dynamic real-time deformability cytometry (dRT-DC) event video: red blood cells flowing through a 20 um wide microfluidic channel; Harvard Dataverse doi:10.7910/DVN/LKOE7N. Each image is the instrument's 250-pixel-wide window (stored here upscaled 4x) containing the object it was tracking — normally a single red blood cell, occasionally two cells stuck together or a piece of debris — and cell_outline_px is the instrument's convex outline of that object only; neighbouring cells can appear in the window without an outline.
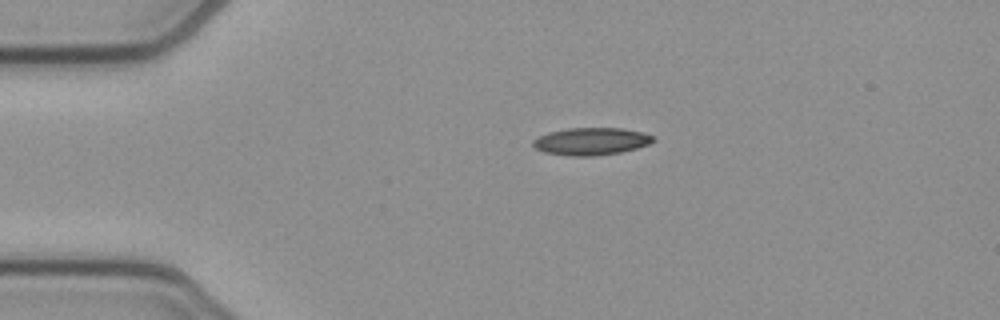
{"species": "common noctule bat (a hibernating species)", "species_latin": "Nyctalus noctula", "temperature_condition": "cold", "stored_images_in_passage": 44, "camera_frame_rate_fps": 3000, "um_per_image_px": 0.085, "animal": {"sex": "female", "body_mass_g": 21.9}, "frame": {"image": 1, "passage_image": 1, "time_ms": 0.0, "image_size_px": [1000, 320], "cell_outline_px": [[656, 140], [648, 144], [636, 148], [620, 152], [596, 156], [568, 156], [544, 152], [536, 148], [532, 144], [532, 140], [548, 132], [568, 128], [624, 128], [644, 132], [652, 136]], "centroid_in_image_um": [50.25, 12.01], "position_along_channel_um": 34.8, "area_um2": 19.25}}
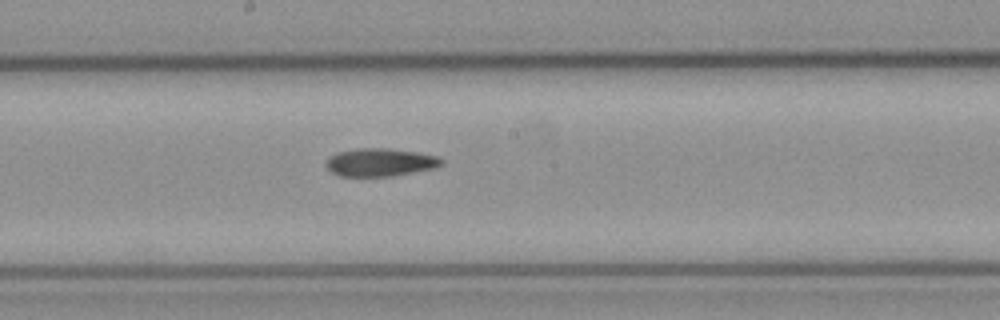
{"frame": {"image": 2, "passage_image": 18, "time_ms": 5.667, "image_size_px": [1000, 320], "cell_outline_px": [[444, 164], [436, 168], [392, 176], [340, 176], [332, 172], [324, 164], [324, 160], [328, 156], [336, 152], [356, 148], [388, 148], [416, 152], [436, 156], [444, 160]], "centroid_in_image_um": [32.28, 13.79], "position_along_channel_um": 215.9, "area_um2": 19.07}}
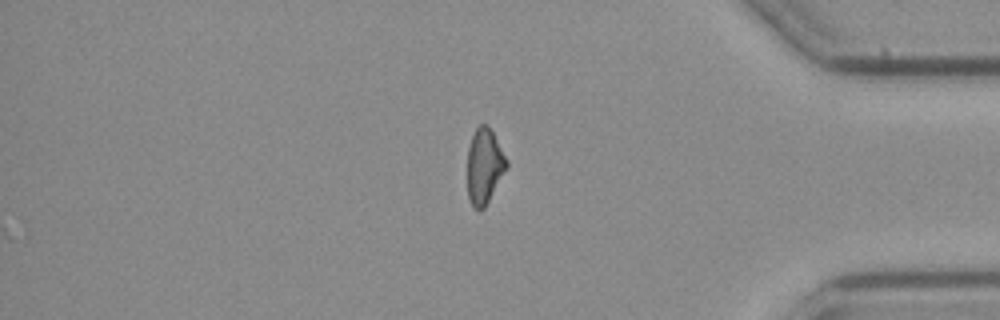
{"frame": {"image": 3, "passage_image": 34, "time_ms": 11.0, "image_size_px": [1000, 320], "cell_outline_px": [[508, 168], [484, 208], [480, 212], [472, 204], [468, 196], [468, 148], [472, 136], [476, 128], [480, 124], [488, 124], [508, 160]], "centroid_in_image_um": [41.19, 14.11], "position_along_channel_um": 394.0, "area_um2": 17.22}}